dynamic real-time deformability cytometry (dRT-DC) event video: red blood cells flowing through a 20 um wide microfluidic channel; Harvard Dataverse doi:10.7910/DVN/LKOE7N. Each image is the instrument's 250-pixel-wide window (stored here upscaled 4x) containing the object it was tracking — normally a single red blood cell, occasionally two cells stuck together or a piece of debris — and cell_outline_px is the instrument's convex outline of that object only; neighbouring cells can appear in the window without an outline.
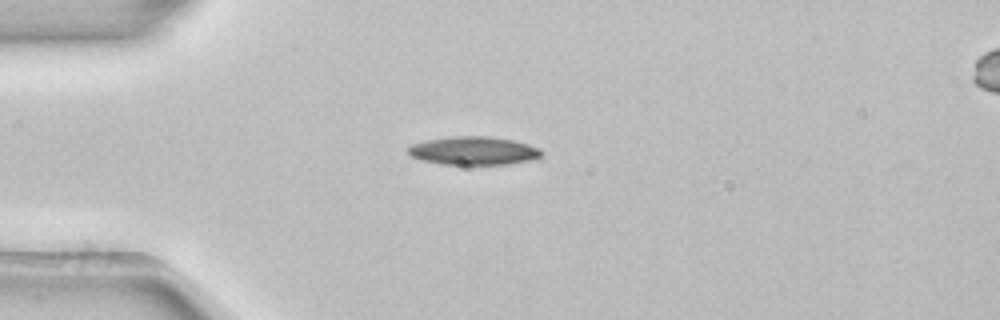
{"species": "common noctule bat (a hibernating species)", "species_latin": "Nyctalus noctula", "temperature_condition": "room temperature", "stored_images_in_passage": 3, "camera_frame_rate_fps": 3000, "um_per_image_px": 0.085, "animal": {"sex": "female", "body_mass_g": 22.7, "forearm_length_mm": 54.2}, "frame": {"image": 1, "passage_image": 1, "time_ms": 0.0, "image_size_px": [1000, 320], "cell_outline_px": [[544, 156], [536, 160], [508, 164], [440, 164], [420, 160], [412, 156], [408, 152], [408, 148], [412, 144], [428, 140], [452, 136], [492, 136], [512, 140], [528, 144], [540, 148], [544, 152]], "centroid_in_image_um": [40.33, 12.82], "position_along_channel_um": 44.7, "area_um2": 22.25}}